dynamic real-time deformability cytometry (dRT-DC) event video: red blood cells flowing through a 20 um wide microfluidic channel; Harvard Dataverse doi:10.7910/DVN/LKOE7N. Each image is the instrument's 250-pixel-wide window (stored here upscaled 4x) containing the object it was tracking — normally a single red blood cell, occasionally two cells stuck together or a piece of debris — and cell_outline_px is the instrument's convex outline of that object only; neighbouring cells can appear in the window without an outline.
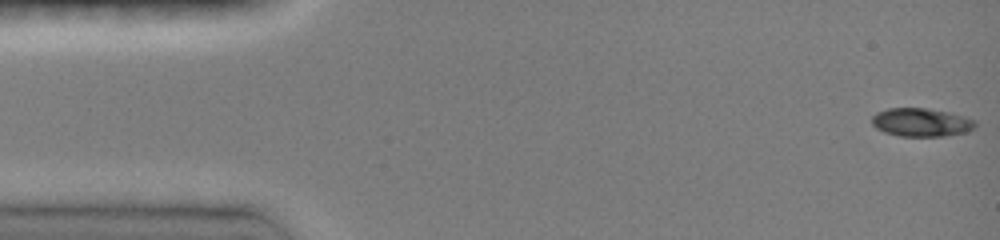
{"species": "common noctule bat (a hibernating species)", "species_latin": "Nyctalus noctula", "temperature_condition": "room temperature", "stored_images_in_passage": 41, "camera_frame_rate_fps": 3000, "um_per_image_px": 0.085, "animal": {"sex": "female", "body_mass_g": 19.0, "forearm_length_mm": 51.5}, "frame": {"image": 1, "passage_image": 1, "time_ms": 0.0, "image_size_px": [1000, 240], "cell_outline_px": [[976, 124], [968, 132], [944, 136], [900, 136], [884, 132], [876, 128], [872, 124], [872, 116], [876, 112], [888, 108], [924, 108], [948, 112], [964, 116], [976, 120]], "centroid_in_image_um": [78.29, 10.4], "position_along_channel_um": 6.7, "area_um2": 17.11}}
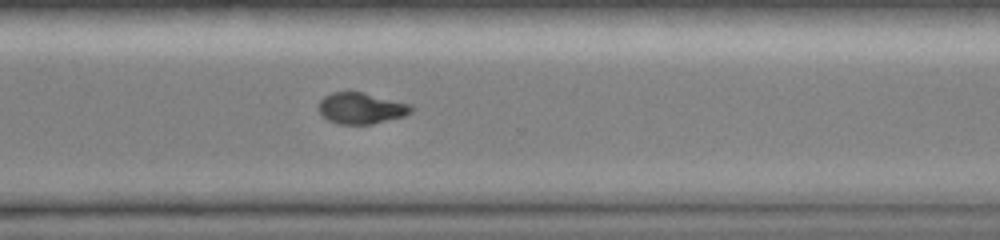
{"frame": {"image": 2, "passage_image": 32, "time_ms": 11.0, "image_size_px": [1000, 240], "cell_outline_px": [[412, 112], [404, 116], [372, 124], [340, 124], [328, 120], [320, 112], [320, 100], [324, 96], [332, 92], [364, 92], [412, 104]], "centroid_in_image_um": [30.73, 9.19], "position_along_channel_um": 339.9, "area_um2": 16.76}}
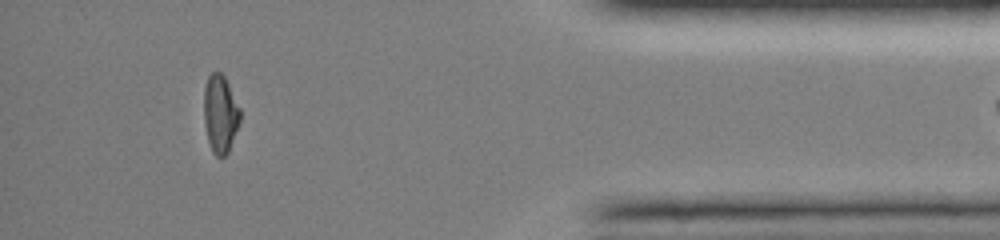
{"frame": {"image": 3, "passage_image": 40, "time_ms": 13.667, "image_size_px": [1000, 240], "cell_outline_px": [[240, 120], [228, 152], [224, 156], [216, 156], [212, 152], [208, 140], [204, 124], [204, 88], [208, 76], [212, 72], [220, 72], [224, 76], [240, 108]], "centroid_in_image_um": [18.71, 9.67], "position_along_channel_um": 416.5, "area_um2": 16.3}}